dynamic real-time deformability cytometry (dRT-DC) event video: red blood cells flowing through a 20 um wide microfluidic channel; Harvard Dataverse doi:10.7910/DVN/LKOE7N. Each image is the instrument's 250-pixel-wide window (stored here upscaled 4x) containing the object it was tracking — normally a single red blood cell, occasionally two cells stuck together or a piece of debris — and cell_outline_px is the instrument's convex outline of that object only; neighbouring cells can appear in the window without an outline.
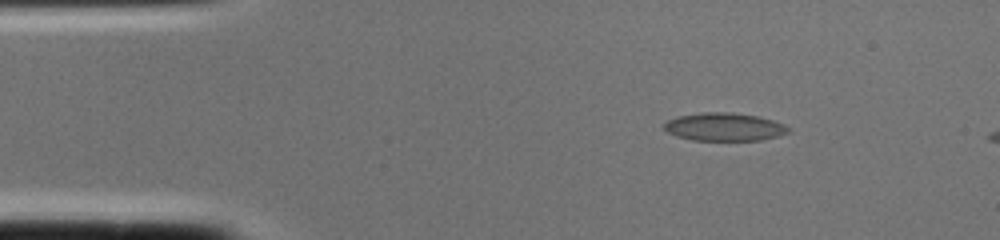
{"species": "common noctule bat (a hibernating species)", "species_latin": "Nyctalus noctula", "temperature_condition": "cold", "stored_images_in_passage": 2, "camera_frame_rate_fps": 3000, "um_per_image_px": 0.085, "animal": {"sex": "female", "body_mass_g": 22.0, "forearm_length_mm": 56.7}, "frame": {"image": 1, "passage_image": 1, "time_ms": 0.0, "image_size_px": [1000, 240], "cell_outline_px": [[792, 128], [788, 132], [780, 136], [760, 140], [692, 140], [676, 136], [668, 132], [664, 128], [664, 124], [668, 120], [676, 116], [704, 112], [728, 112], [756, 116], [772, 120], [784, 124]], "centroid_in_image_um": [61.57, 10.79], "position_along_channel_um": 23.4, "area_um2": 20.29}}